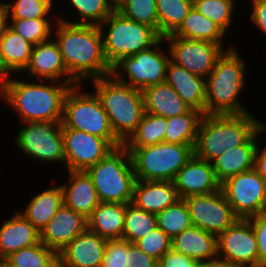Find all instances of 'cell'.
<instances>
[{
  "instance_id": "d590c367",
  "label": "cell",
  "mask_w": 266,
  "mask_h": 267,
  "mask_svg": "<svg viewBox=\"0 0 266 267\" xmlns=\"http://www.w3.org/2000/svg\"><path fill=\"white\" fill-rule=\"evenodd\" d=\"M4 260L13 267H58V254L42 242L13 252Z\"/></svg>"
},
{
  "instance_id": "2e32d148",
  "label": "cell",
  "mask_w": 266,
  "mask_h": 267,
  "mask_svg": "<svg viewBox=\"0 0 266 267\" xmlns=\"http://www.w3.org/2000/svg\"><path fill=\"white\" fill-rule=\"evenodd\" d=\"M62 134L68 171H85L116 148L109 140L81 130L62 127Z\"/></svg>"
},
{
  "instance_id": "f546056e",
  "label": "cell",
  "mask_w": 266,
  "mask_h": 267,
  "mask_svg": "<svg viewBox=\"0 0 266 267\" xmlns=\"http://www.w3.org/2000/svg\"><path fill=\"white\" fill-rule=\"evenodd\" d=\"M226 33L212 20L199 13L194 7L180 27L172 34L186 39L209 41L224 47Z\"/></svg>"
},
{
  "instance_id": "9f6ffc18",
  "label": "cell",
  "mask_w": 266,
  "mask_h": 267,
  "mask_svg": "<svg viewBox=\"0 0 266 267\" xmlns=\"http://www.w3.org/2000/svg\"><path fill=\"white\" fill-rule=\"evenodd\" d=\"M121 0H115V6L120 2Z\"/></svg>"
},
{
  "instance_id": "7402d4cb",
  "label": "cell",
  "mask_w": 266,
  "mask_h": 267,
  "mask_svg": "<svg viewBox=\"0 0 266 267\" xmlns=\"http://www.w3.org/2000/svg\"><path fill=\"white\" fill-rule=\"evenodd\" d=\"M67 183L60 184L66 207L88 218L100 200L91 178L85 171H68Z\"/></svg>"
},
{
  "instance_id": "3957f363",
  "label": "cell",
  "mask_w": 266,
  "mask_h": 267,
  "mask_svg": "<svg viewBox=\"0 0 266 267\" xmlns=\"http://www.w3.org/2000/svg\"><path fill=\"white\" fill-rule=\"evenodd\" d=\"M237 51L235 46L225 50L205 78V115L250 112L239 99L245 88L247 67Z\"/></svg>"
},
{
  "instance_id": "8d00e7d4",
  "label": "cell",
  "mask_w": 266,
  "mask_h": 267,
  "mask_svg": "<svg viewBox=\"0 0 266 267\" xmlns=\"http://www.w3.org/2000/svg\"><path fill=\"white\" fill-rule=\"evenodd\" d=\"M156 227V214L141 210L131 203L126 204L125 224L122 239L135 243Z\"/></svg>"
},
{
  "instance_id": "f5cc1de1",
  "label": "cell",
  "mask_w": 266,
  "mask_h": 267,
  "mask_svg": "<svg viewBox=\"0 0 266 267\" xmlns=\"http://www.w3.org/2000/svg\"><path fill=\"white\" fill-rule=\"evenodd\" d=\"M194 267H223V264L218 260L214 262H197Z\"/></svg>"
},
{
  "instance_id": "83f0119b",
  "label": "cell",
  "mask_w": 266,
  "mask_h": 267,
  "mask_svg": "<svg viewBox=\"0 0 266 267\" xmlns=\"http://www.w3.org/2000/svg\"><path fill=\"white\" fill-rule=\"evenodd\" d=\"M126 204L100 202L87 218V229L106 240L122 239Z\"/></svg>"
},
{
  "instance_id": "ac0fdd59",
  "label": "cell",
  "mask_w": 266,
  "mask_h": 267,
  "mask_svg": "<svg viewBox=\"0 0 266 267\" xmlns=\"http://www.w3.org/2000/svg\"><path fill=\"white\" fill-rule=\"evenodd\" d=\"M86 229L87 218L63 204L40 232V239L58 254Z\"/></svg>"
},
{
  "instance_id": "7c38bea8",
  "label": "cell",
  "mask_w": 266,
  "mask_h": 267,
  "mask_svg": "<svg viewBox=\"0 0 266 267\" xmlns=\"http://www.w3.org/2000/svg\"><path fill=\"white\" fill-rule=\"evenodd\" d=\"M221 190L239 219L266 212V182L254 168L230 177Z\"/></svg>"
},
{
  "instance_id": "7bdbcfd3",
  "label": "cell",
  "mask_w": 266,
  "mask_h": 267,
  "mask_svg": "<svg viewBox=\"0 0 266 267\" xmlns=\"http://www.w3.org/2000/svg\"><path fill=\"white\" fill-rule=\"evenodd\" d=\"M138 248L158 262L171 249V238L159 227L135 242Z\"/></svg>"
},
{
  "instance_id": "277c9868",
  "label": "cell",
  "mask_w": 266,
  "mask_h": 267,
  "mask_svg": "<svg viewBox=\"0 0 266 267\" xmlns=\"http://www.w3.org/2000/svg\"><path fill=\"white\" fill-rule=\"evenodd\" d=\"M264 124L250 112L204 114L197 131L194 155L212 162L225 150L245 144Z\"/></svg>"
},
{
  "instance_id": "8fae6325",
  "label": "cell",
  "mask_w": 266,
  "mask_h": 267,
  "mask_svg": "<svg viewBox=\"0 0 266 267\" xmlns=\"http://www.w3.org/2000/svg\"><path fill=\"white\" fill-rule=\"evenodd\" d=\"M15 137V148L24 155L40 163H60L65 167L61 122H24Z\"/></svg>"
},
{
  "instance_id": "6f0895ef",
  "label": "cell",
  "mask_w": 266,
  "mask_h": 267,
  "mask_svg": "<svg viewBox=\"0 0 266 267\" xmlns=\"http://www.w3.org/2000/svg\"><path fill=\"white\" fill-rule=\"evenodd\" d=\"M260 267H266V263H265V264H263V265H260Z\"/></svg>"
},
{
  "instance_id": "ab89813d",
  "label": "cell",
  "mask_w": 266,
  "mask_h": 267,
  "mask_svg": "<svg viewBox=\"0 0 266 267\" xmlns=\"http://www.w3.org/2000/svg\"><path fill=\"white\" fill-rule=\"evenodd\" d=\"M116 10L127 19L152 27L159 34L156 0H121Z\"/></svg>"
},
{
  "instance_id": "60d3db41",
  "label": "cell",
  "mask_w": 266,
  "mask_h": 267,
  "mask_svg": "<svg viewBox=\"0 0 266 267\" xmlns=\"http://www.w3.org/2000/svg\"><path fill=\"white\" fill-rule=\"evenodd\" d=\"M235 0H193V7L205 17L216 23L225 33L235 12Z\"/></svg>"
},
{
  "instance_id": "5bb4252c",
  "label": "cell",
  "mask_w": 266,
  "mask_h": 267,
  "mask_svg": "<svg viewBox=\"0 0 266 267\" xmlns=\"http://www.w3.org/2000/svg\"><path fill=\"white\" fill-rule=\"evenodd\" d=\"M186 202L193 226L218 236L239 218L220 189L214 193L190 196Z\"/></svg>"
},
{
  "instance_id": "484cf974",
  "label": "cell",
  "mask_w": 266,
  "mask_h": 267,
  "mask_svg": "<svg viewBox=\"0 0 266 267\" xmlns=\"http://www.w3.org/2000/svg\"><path fill=\"white\" fill-rule=\"evenodd\" d=\"M176 93L193 109L205 114V78L176 65L171 60L166 69V79Z\"/></svg>"
},
{
  "instance_id": "52a82bcc",
  "label": "cell",
  "mask_w": 266,
  "mask_h": 267,
  "mask_svg": "<svg viewBox=\"0 0 266 267\" xmlns=\"http://www.w3.org/2000/svg\"><path fill=\"white\" fill-rule=\"evenodd\" d=\"M99 28L104 55L111 67L124 57L150 48L161 38L152 27L127 19L117 10Z\"/></svg>"
},
{
  "instance_id": "bcb514c9",
  "label": "cell",
  "mask_w": 266,
  "mask_h": 267,
  "mask_svg": "<svg viewBox=\"0 0 266 267\" xmlns=\"http://www.w3.org/2000/svg\"><path fill=\"white\" fill-rule=\"evenodd\" d=\"M128 267H158V261L128 241Z\"/></svg>"
},
{
  "instance_id": "d6986e66",
  "label": "cell",
  "mask_w": 266,
  "mask_h": 267,
  "mask_svg": "<svg viewBox=\"0 0 266 267\" xmlns=\"http://www.w3.org/2000/svg\"><path fill=\"white\" fill-rule=\"evenodd\" d=\"M40 80H50L62 83H77L68 73L55 40L39 43L33 46L30 62L24 73Z\"/></svg>"
},
{
  "instance_id": "11a10c76",
  "label": "cell",
  "mask_w": 266,
  "mask_h": 267,
  "mask_svg": "<svg viewBox=\"0 0 266 267\" xmlns=\"http://www.w3.org/2000/svg\"><path fill=\"white\" fill-rule=\"evenodd\" d=\"M1 267H13L8 262H6L4 259H1Z\"/></svg>"
},
{
  "instance_id": "b9f144b4",
  "label": "cell",
  "mask_w": 266,
  "mask_h": 267,
  "mask_svg": "<svg viewBox=\"0 0 266 267\" xmlns=\"http://www.w3.org/2000/svg\"><path fill=\"white\" fill-rule=\"evenodd\" d=\"M54 0H14L7 3L10 19L52 18ZM50 16V17H49Z\"/></svg>"
},
{
  "instance_id": "d6a6232c",
  "label": "cell",
  "mask_w": 266,
  "mask_h": 267,
  "mask_svg": "<svg viewBox=\"0 0 266 267\" xmlns=\"http://www.w3.org/2000/svg\"><path fill=\"white\" fill-rule=\"evenodd\" d=\"M72 10L78 15L77 21H67L63 16H56L58 20L77 24L99 26L115 10L116 6L111 0H67Z\"/></svg>"
},
{
  "instance_id": "cb8c5ba5",
  "label": "cell",
  "mask_w": 266,
  "mask_h": 267,
  "mask_svg": "<svg viewBox=\"0 0 266 267\" xmlns=\"http://www.w3.org/2000/svg\"><path fill=\"white\" fill-rule=\"evenodd\" d=\"M15 212L0 225V259L41 242L40 231L18 210Z\"/></svg>"
},
{
  "instance_id": "4dcf8cb0",
  "label": "cell",
  "mask_w": 266,
  "mask_h": 267,
  "mask_svg": "<svg viewBox=\"0 0 266 267\" xmlns=\"http://www.w3.org/2000/svg\"><path fill=\"white\" fill-rule=\"evenodd\" d=\"M33 46L10 26L0 37V51L6 68L13 74L23 73L30 62Z\"/></svg>"
},
{
  "instance_id": "5b68a950",
  "label": "cell",
  "mask_w": 266,
  "mask_h": 267,
  "mask_svg": "<svg viewBox=\"0 0 266 267\" xmlns=\"http://www.w3.org/2000/svg\"><path fill=\"white\" fill-rule=\"evenodd\" d=\"M91 81L115 137L124 144L135 132L145 113L142 91L118 82L112 75Z\"/></svg>"
},
{
  "instance_id": "74e56055",
  "label": "cell",
  "mask_w": 266,
  "mask_h": 267,
  "mask_svg": "<svg viewBox=\"0 0 266 267\" xmlns=\"http://www.w3.org/2000/svg\"><path fill=\"white\" fill-rule=\"evenodd\" d=\"M157 227L171 239L192 226L188 206L184 199L177 200L173 205L156 214Z\"/></svg>"
},
{
  "instance_id": "8992f818",
  "label": "cell",
  "mask_w": 266,
  "mask_h": 267,
  "mask_svg": "<svg viewBox=\"0 0 266 267\" xmlns=\"http://www.w3.org/2000/svg\"><path fill=\"white\" fill-rule=\"evenodd\" d=\"M85 172L91 178L100 202L131 203L136 178L130 153L123 145Z\"/></svg>"
},
{
  "instance_id": "6da1fadb",
  "label": "cell",
  "mask_w": 266,
  "mask_h": 267,
  "mask_svg": "<svg viewBox=\"0 0 266 267\" xmlns=\"http://www.w3.org/2000/svg\"><path fill=\"white\" fill-rule=\"evenodd\" d=\"M52 35L69 75L78 84L86 79L89 82L111 75L112 67L104 55L99 26L71 24L57 19Z\"/></svg>"
},
{
  "instance_id": "d4e9b609",
  "label": "cell",
  "mask_w": 266,
  "mask_h": 267,
  "mask_svg": "<svg viewBox=\"0 0 266 267\" xmlns=\"http://www.w3.org/2000/svg\"><path fill=\"white\" fill-rule=\"evenodd\" d=\"M171 248L197 262L218 260L217 236L193 225L171 239Z\"/></svg>"
},
{
  "instance_id": "ffe728a7",
  "label": "cell",
  "mask_w": 266,
  "mask_h": 267,
  "mask_svg": "<svg viewBox=\"0 0 266 267\" xmlns=\"http://www.w3.org/2000/svg\"><path fill=\"white\" fill-rule=\"evenodd\" d=\"M106 241L86 229L58 253V267H101Z\"/></svg>"
},
{
  "instance_id": "db71d44e",
  "label": "cell",
  "mask_w": 266,
  "mask_h": 267,
  "mask_svg": "<svg viewBox=\"0 0 266 267\" xmlns=\"http://www.w3.org/2000/svg\"><path fill=\"white\" fill-rule=\"evenodd\" d=\"M223 267H260V266L258 265H239V266L223 265Z\"/></svg>"
},
{
  "instance_id": "ee69618b",
  "label": "cell",
  "mask_w": 266,
  "mask_h": 267,
  "mask_svg": "<svg viewBox=\"0 0 266 267\" xmlns=\"http://www.w3.org/2000/svg\"><path fill=\"white\" fill-rule=\"evenodd\" d=\"M128 241L107 240L101 267H128Z\"/></svg>"
},
{
  "instance_id": "4316f807",
  "label": "cell",
  "mask_w": 266,
  "mask_h": 267,
  "mask_svg": "<svg viewBox=\"0 0 266 267\" xmlns=\"http://www.w3.org/2000/svg\"><path fill=\"white\" fill-rule=\"evenodd\" d=\"M145 113L170 118L188 112L191 107L166 82L142 90Z\"/></svg>"
},
{
  "instance_id": "e0dca14e",
  "label": "cell",
  "mask_w": 266,
  "mask_h": 267,
  "mask_svg": "<svg viewBox=\"0 0 266 267\" xmlns=\"http://www.w3.org/2000/svg\"><path fill=\"white\" fill-rule=\"evenodd\" d=\"M173 182L179 199L214 193L221 189L212 162L195 155L179 170Z\"/></svg>"
},
{
  "instance_id": "7dc6e473",
  "label": "cell",
  "mask_w": 266,
  "mask_h": 267,
  "mask_svg": "<svg viewBox=\"0 0 266 267\" xmlns=\"http://www.w3.org/2000/svg\"><path fill=\"white\" fill-rule=\"evenodd\" d=\"M197 261L172 248L159 260L158 267H194Z\"/></svg>"
},
{
  "instance_id": "4fadbf2b",
  "label": "cell",
  "mask_w": 266,
  "mask_h": 267,
  "mask_svg": "<svg viewBox=\"0 0 266 267\" xmlns=\"http://www.w3.org/2000/svg\"><path fill=\"white\" fill-rule=\"evenodd\" d=\"M164 40L168 42L167 49L173 63L203 78L212 72L221 54L233 47L232 44L226 48L209 41L172 35L164 37Z\"/></svg>"
},
{
  "instance_id": "44dd1931",
  "label": "cell",
  "mask_w": 266,
  "mask_h": 267,
  "mask_svg": "<svg viewBox=\"0 0 266 267\" xmlns=\"http://www.w3.org/2000/svg\"><path fill=\"white\" fill-rule=\"evenodd\" d=\"M260 133H266V123L245 144L225 150L212 161L216 179L220 184L254 168V154Z\"/></svg>"
},
{
  "instance_id": "7a4b0ae2",
  "label": "cell",
  "mask_w": 266,
  "mask_h": 267,
  "mask_svg": "<svg viewBox=\"0 0 266 267\" xmlns=\"http://www.w3.org/2000/svg\"><path fill=\"white\" fill-rule=\"evenodd\" d=\"M19 79L12 76L4 84L0 89V99L15 110L20 123L62 122L65 95L71 86L78 83L50 80H39V83Z\"/></svg>"
},
{
  "instance_id": "e575fe53",
  "label": "cell",
  "mask_w": 266,
  "mask_h": 267,
  "mask_svg": "<svg viewBox=\"0 0 266 267\" xmlns=\"http://www.w3.org/2000/svg\"><path fill=\"white\" fill-rule=\"evenodd\" d=\"M167 118L144 113L135 132L123 144L124 147H144L164 142Z\"/></svg>"
},
{
  "instance_id": "603a6c76",
  "label": "cell",
  "mask_w": 266,
  "mask_h": 267,
  "mask_svg": "<svg viewBox=\"0 0 266 267\" xmlns=\"http://www.w3.org/2000/svg\"><path fill=\"white\" fill-rule=\"evenodd\" d=\"M177 200L179 197L172 181L136 180L131 204L146 212L157 214Z\"/></svg>"
},
{
  "instance_id": "836d02e7",
  "label": "cell",
  "mask_w": 266,
  "mask_h": 267,
  "mask_svg": "<svg viewBox=\"0 0 266 267\" xmlns=\"http://www.w3.org/2000/svg\"><path fill=\"white\" fill-rule=\"evenodd\" d=\"M159 36L172 35L193 7V0H156Z\"/></svg>"
},
{
  "instance_id": "816d5d0a",
  "label": "cell",
  "mask_w": 266,
  "mask_h": 267,
  "mask_svg": "<svg viewBox=\"0 0 266 267\" xmlns=\"http://www.w3.org/2000/svg\"><path fill=\"white\" fill-rule=\"evenodd\" d=\"M10 76H13V74L6 68L2 53L0 51V89L11 78Z\"/></svg>"
},
{
  "instance_id": "f907efd6",
  "label": "cell",
  "mask_w": 266,
  "mask_h": 267,
  "mask_svg": "<svg viewBox=\"0 0 266 267\" xmlns=\"http://www.w3.org/2000/svg\"><path fill=\"white\" fill-rule=\"evenodd\" d=\"M10 26L9 8L6 1H0V37Z\"/></svg>"
},
{
  "instance_id": "9c48e42d",
  "label": "cell",
  "mask_w": 266,
  "mask_h": 267,
  "mask_svg": "<svg viewBox=\"0 0 266 267\" xmlns=\"http://www.w3.org/2000/svg\"><path fill=\"white\" fill-rule=\"evenodd\" d=\"M81 86L82 84L71 86L65 95L62 127L81 130L104 138L115 147L122 146L123 144L115 137L99 98L93 91L83 92Z\"/></svg>"
},
{
  "instance_id": "c3c4849f",
  "label": "cell",
  "mask_w": 266,
  "mask_h": 267,
  "mask_svg": "<svg viewBox=\"0 0 266 267\" xmlns=\"http://www.w3.org/2000/svg\"><path fill=\"white\" fill-rule=\"evenodd\" d=\"M250 2L252 13L249 20L254 27L266 35V0H253Z\"/></svg>"
},
{
  "instance_id": "f1b7e54d",
  "label": "cell",
  "mask_w": 266,
  "mask_h": 267,
  "mask_svg": "<svg viewBox=\"0 0 266 267\" xmlns=\"http://www.w3.org/2000/svg\"><path fill=\"white\" fill-rule=\"evenodd\" d=\"M40 193L33 194L24 211L18 210L40 232L48 224L58 209L64 204L63 190L60 186L44 188Z\"/></svg>"
},
{
  "instance_id": "1f68e13d",
  "label": "cell",
  "mask_w": 266,
  "mask_h": 267,
  "mask_svg": "<svg viewBox=\"0 0 266 267\" xmlns=\"http://www.w3.org/2000/svg\"><path fill=\"white\" fill-rule=\"evenodd\" d=\"M203 113L191 108L188 112L167 118L164 142L195 146L197 131Z\"/></svg>"
},
{
  "instance_id": "9a60e30c",
  "label": "cell",
  "mask_w": 266,
  "mask_h": 267,
  "mask_svg": "<svg viewBox=\"0 0 266 267\" xmlns=\"http://www.w3.org/2000/svg\"><path fill=\"white\" fill-rule=\"evenodd\" d=\"M258 244L249 219H238L217 236L218 261L223 265H258Z\"/></svg>"
},
{
  "instance_id": "681fc988",
  "label": "cell",
  "mask_w": 266,
  "mask_h": 267,
  "mask_svg": "<svg viewBox=\"0 0 266 267\" xmlns=\"http://www.w3.org/2000/svg\"><path fill=\"white\" fill-rule=\"evenodd\" d=\"M259 142L255 149L254 154V169L266 182V143L264 148L259 147Z\"/></svg>"
},
{
  "instance_id": "f35d334b",
  "label": "cell",
  "mask_w": 266,
  "mask_h": 267,
  "mask_svg": "<svg viewBox=\"0 0 266 267\" xmlns=\"http://www.w3.org/2000/svg\"><path fill=\"white\" fill-rule=\"evenodd\" d=\"M52 20L51 18L10 19V27L32 45H37L52 38L56 19Z\"/></svg>"
},
{
  "instance_id": "f6af8a7d",
  "label": "cell",
  "mask_w": 266,
  "mask_h": 267,
  "mask_svg": "<svg viewBox=\"0 0 266 267\" xmlns=\"http://www.w3.org/2000/svg\"><path fill=\"white\" fill-rule=\"evenodd\" d=\"M258 244V266L266 263V212L249 218Z\"/></svg>"
},
{
  "instance_id": "ba28073f",
  "label": "cell",
  "mask_w": 266,
  "mask_h": 267,
  "mask_svg": "<svg viewBox=\"0 0 266 267\" xmlns=\"http://www.w3.org/2000/svg\"><path fill=\"white\" fill-rule=\"evenodd\" d=\"M130 153L136 180L174 181L194 155L190 145L161 142L144 147H125Z\"/></svg>"
},
{
  "instance_id": "30bf717a",
  "label": "cell",
  "mask_w": 266,
  "mask_h": 267,
  "mask_svg": "<svg viewBox=\"0 0 266 267\" xmlns=\"http://www.w3.org/2000/svg\"><path fill=\"white\" fill-rule=\"evenodd\" d=\"M165 43L164 38H160L150 48L122 58L112 67L111 75L118 82L141 91L165 82L166 69L170 61L169 49L168 52L162 50Z\"/></svg>"
}]
</instances>
